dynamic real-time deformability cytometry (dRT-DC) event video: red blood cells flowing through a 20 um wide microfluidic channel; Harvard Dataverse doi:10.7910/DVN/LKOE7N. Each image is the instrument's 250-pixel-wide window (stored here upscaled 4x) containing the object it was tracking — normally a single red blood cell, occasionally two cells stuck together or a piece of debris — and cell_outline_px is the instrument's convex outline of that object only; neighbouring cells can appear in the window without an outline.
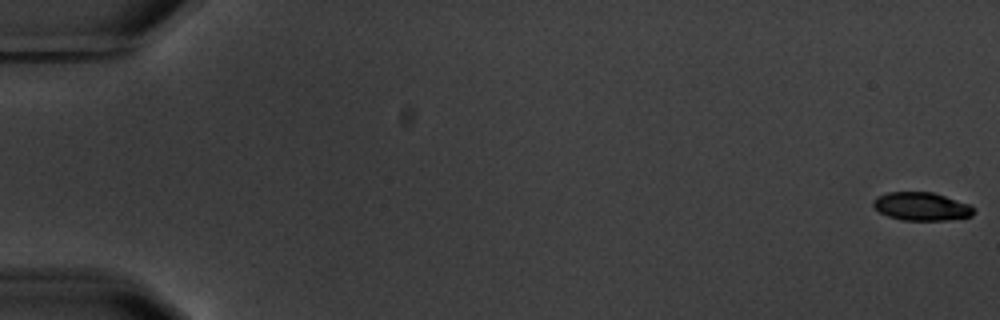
{"species": "common noctule bat (a hibernating species)", "species_latin": "Nyctalus noctula", "temperature_condition": "warm", "stored_images_in_passage": 6, "camera_frame_rate_fps": 3000, "um_per_image_px": 0.085, "animal": {"sex": "male", "body_mass_g": 20.1, "forearm_length_mm": 53.5}, "frame": {"image": 1, "passage_image": 1, "time_ms": 0.0, "image_size_px": [1000, 320], "cell_outline_px": [[976, 212], [972, 216], [948, 220], [904, 220], [888, 216], [880, 212], [872, 204], [872, 200], [876, 196], [888, 192], [932, 192], [968, 204], [976, 208]], "centroid_in_image_um": [78.33, 17.55], "position_along_channel_um": 6.7, "area_um2": 16.53}}
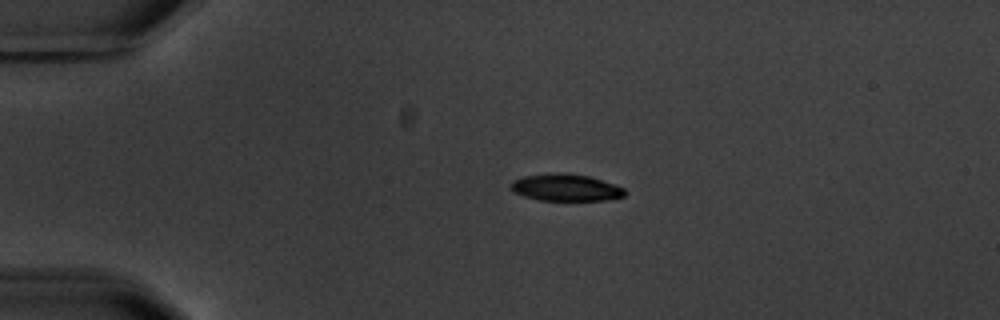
{"frame": {"image": 2, "passage_image": 4, "time_ms": 4.333, "image_size_px": [1000, 320], "cell_outline_px": [[628, 192], [624, 196], [608, 200], [540, 200], [524, 196], [512, 192], [512, 180], [524, 176], [556, 172], [564, 172], [588, 176], [624, 188]], "centroid_in_image_um": [48.09, 15.94], "position_along_channel_um": 36.9, "area_um2": 17.86}}
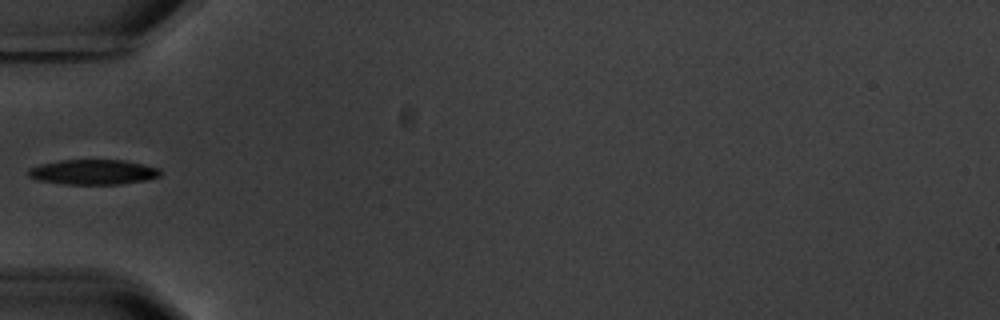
{"frame": {"image": 3, "passage_image": 6, "time_ms": 6.667, "image_size_px": [1000, 320], "cell_outline_px": [[160, 176], [144, 180], [120, 184], [64, 184], [36, 180], [28, 176], [28, 168], [40, 164], [60, 160], [124, 160], [160, 168]], "centroid_in_image_um": [7.88, 14.62], "position_along_channel_um": 77.1, "area_um2": 19.25}}